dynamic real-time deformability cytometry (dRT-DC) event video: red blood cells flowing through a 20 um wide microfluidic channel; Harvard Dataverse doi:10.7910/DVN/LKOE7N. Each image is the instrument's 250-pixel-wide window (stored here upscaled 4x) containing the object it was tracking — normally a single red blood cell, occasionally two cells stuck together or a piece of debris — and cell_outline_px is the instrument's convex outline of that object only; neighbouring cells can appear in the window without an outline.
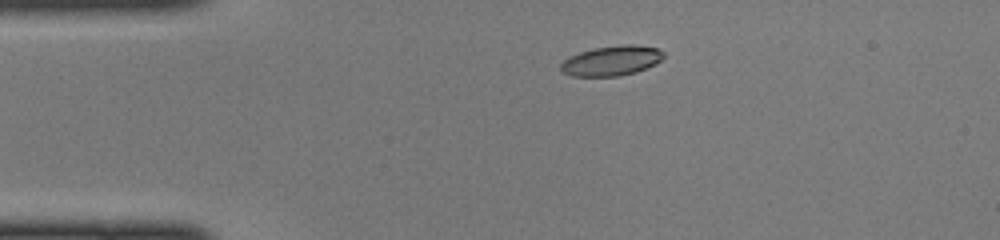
{"species": "common noctule bat (a hibernating species)", "species_latin": "Nyctalus noctula", "temperature_condition": "cold", "stored_images_in_passage": 38, "camera_frame_rate_fps": 3000, "um_per_image_px": 0.085, "animal": {"sex": "female", "body_mass_g": 22.0, "forearm_length_mm": 56.7}, "frame": {"image": 1, "passage_image": 1, "time_ms": 0.0, "image_size_px": [1000, 240], "cell_outline_px": [[664, 56], [656, 64], [636, 72], [620, 76], [572, 76], [564, 72], [560, 68], [560, 64], [568, 56], [592, 48], [620, 44], [632, 44], [656, 48], [664, 52]], "centroid_in_image_um": [51.98, 5.15], "position_along_channel_um": 33.0, "area_um2": 18.03}}
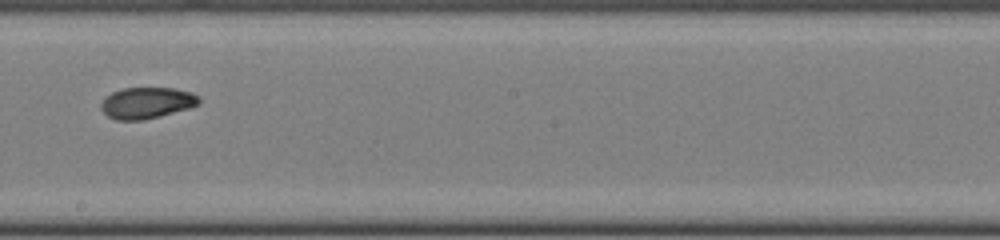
{"frame": {"image": 2, "passage_image": 18, "time_ms": 5.667, "image_size_px": [1000, 240], "cell_outline_px": [[200, 104], [192, 108], [144, 120], [116, 120], [108, 116], [100, 108], [100, 104], [112, 92], [120, 88], [176, 88], [192, 92], [200, 96]], "centroid_in_image_um": [12.53, 8.74], "position_along_channel_um": 235.7, "area_um2": 18.09}}
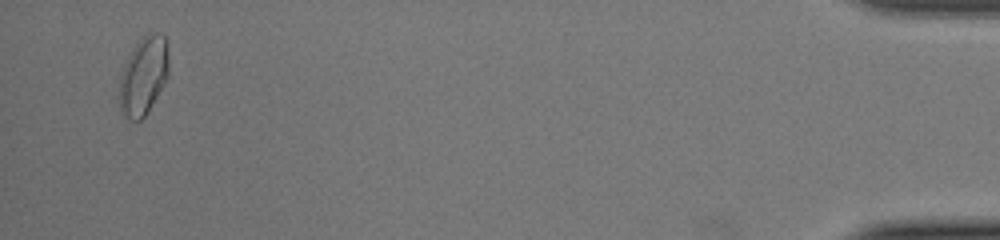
{"frame": {"image": 3, "passage_image": 37, "time_ms": 12.0, "image_size_px": [1000, 240], "cell_outline_px": [[168, 76], [164, 84], [144, 116], [140, 120], [132, 120], [120, 112], [120, 76], [128, 56], [132, 48], [140, 36], [148, 32], [160, 32], [164, 36], [168, 56]], "centroid_in_image_um": [12.2, 6.38], "position_along_channel_um": 423.0, "area_um2": 22.37}}